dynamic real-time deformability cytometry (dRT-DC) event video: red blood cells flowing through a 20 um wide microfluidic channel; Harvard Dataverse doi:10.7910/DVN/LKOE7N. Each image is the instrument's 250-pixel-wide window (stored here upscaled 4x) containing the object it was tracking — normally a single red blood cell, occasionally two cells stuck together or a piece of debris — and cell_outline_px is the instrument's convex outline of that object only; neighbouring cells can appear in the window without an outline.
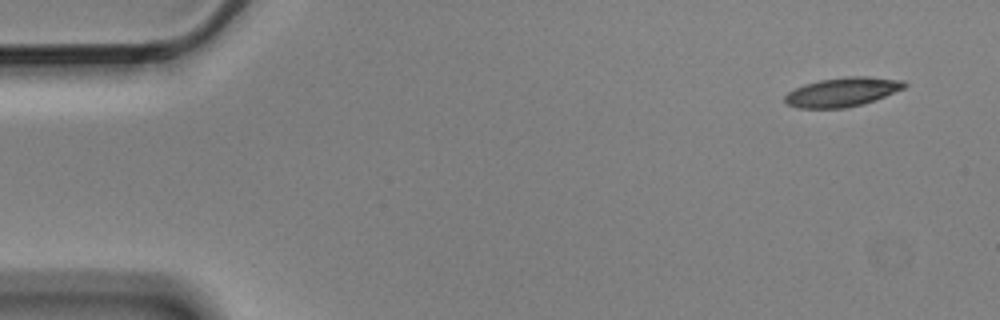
{"species": "Egyptian fruit bat (a non-hibernating species)", "species_latin": "Rousettus aegyptiacus", "temperature_condition": "cold", "stored_images_in_passage": 9, "camera_frame_rate_fps": 3000, "um_per_image_px": 0.085, "animal": {"sex": "male"}, "frame": {"image": 1, "passage_image": 1, "time_ms": 0.0, "image_size_px": [1000, 320], "cell_outline_px": [[908, 84], [904, 88], [876, 100], [844, 108], [796, 108], [788, 104], [784, 100], [784, 96], [788, 92], [804, 84], [820, 80], [848, 76], [868, 76], [904, 80]], "centroid_in_image_um": [71.61, 7.81], "position_along_channel_um": 13.4, "area_um2": 20.29}}
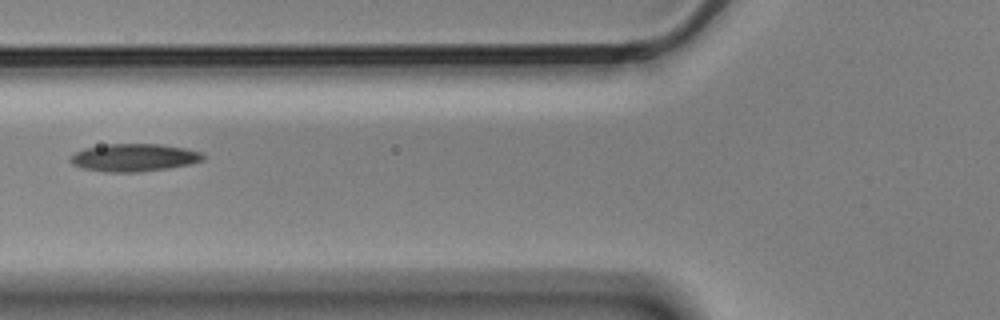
{"frame": {"image": 2, "passage_image": 6, "time_ms": 1.667, "image_size_px": [1000, 320], "cell_outline_px": [[204, 160], [188, 164], [168, 168], [136, 172], [108, 172], [84, 168], [76, 164], [72, 160], [72, 156], [76, 152], [84, 148], [108, 144], [160, 144], [184, 148], [200, 152], [204, 156]], "centroid_in_image_um": [11.44, 13.38], "position_along_channel_um": 114.4, "area_um2": 20.92}}
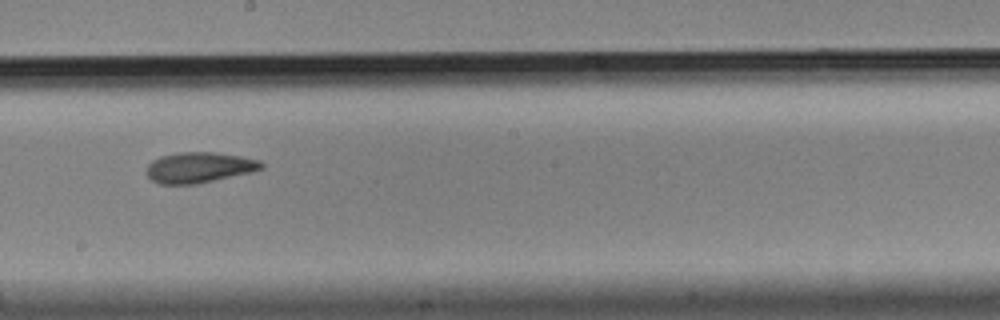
{"frame": {"image": 3, "passage_image": 9, "time_ms": 2.667, "image_size_px": [1000, 320], "cell_outline_px": [[264, 168], [252, 172], [196, 184], [160, 184], [152, 180], [144, 172], [148, 164], [152, 160], [160, 156], [176, 152], [216, 152], [240, 156], [260, 160], [264, 164]], "centroid_in_image_um": [16.91, 14.23], "position_along_channel_um": 231.3, "area_um2": 20.69}}